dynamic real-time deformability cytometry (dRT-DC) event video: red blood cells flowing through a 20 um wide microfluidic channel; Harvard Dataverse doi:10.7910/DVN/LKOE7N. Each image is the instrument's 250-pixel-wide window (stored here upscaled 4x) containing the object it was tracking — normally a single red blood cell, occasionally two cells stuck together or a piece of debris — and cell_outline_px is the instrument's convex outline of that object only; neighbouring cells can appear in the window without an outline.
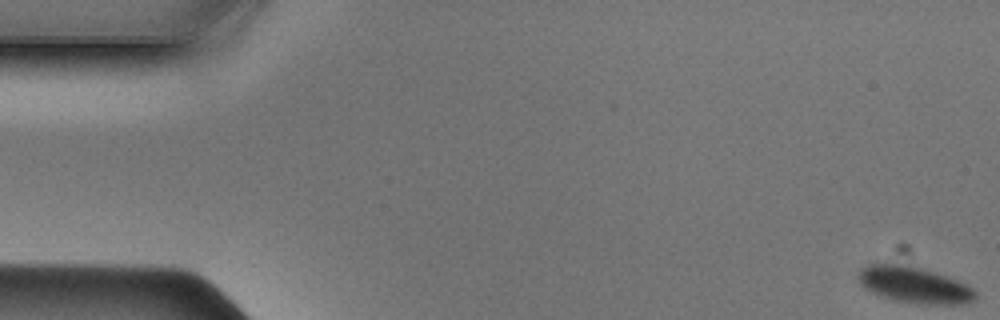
{"species": "Egyptian fruit bat (a non-hibernating species)", "species_latin": "Rousettus aegyptiacus", "temperature_condition": "cold", "stored_images_in_passage": 49, "camera_frame_rate_fps": 3000, "um_per_image_px": 0.085, "animal": {"sex": "male"}, "frame": {"image": 1, "passage_image": 1, "time_ms": 0.0, "image_size_px": [1000, 320], "cell_outline_px": [[976, 300], [964, 304], [924, 304], [892, 300], [872, 292], [864, 288], [860, 280], [860, 272], [868, 264], [892, 264], [920, 268], [936, 272], [948, 276], [968, 284], [976, 292]], "centroid_in_image_um": [77.79, 24.24], "position_along_channel_um": 7.2, "area_um2": 24.45}}
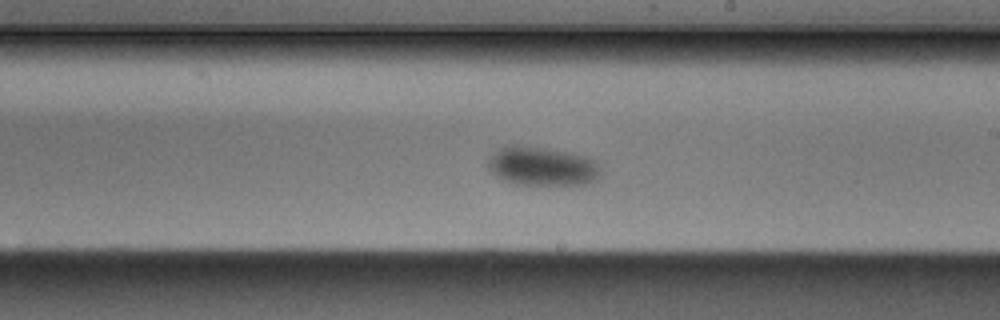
{"frame": {"image": 2, "passage_image": 28, "time_ms": 9.0, "image_size_px": [1000, 320], "cell_outline_px": [[600, 176], [596, 180], [584, 184], [516, 184], [504, 180], [496, 176], [488, 168], [488, 160], [500, 148], [508, 144], [516, 144], [572, 152], [592, 156], [600, 164]], "centroid_in_image_um": [46.14, 14.11], "position_along_channel_um": 242.9, "area_um2": 25.84}}
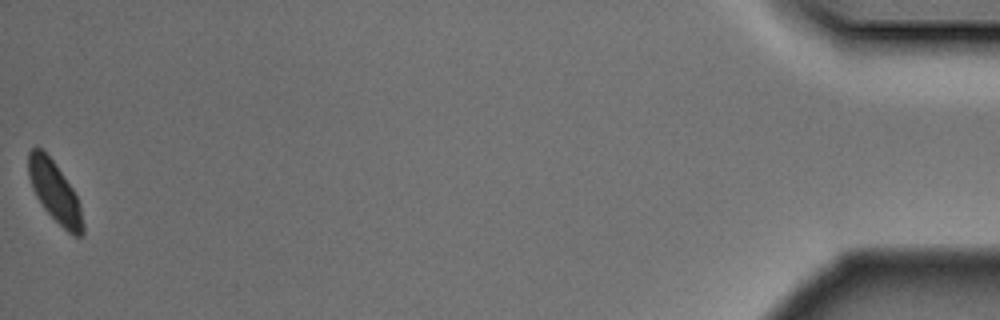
{"frame": {"image": 3, "passage_image": 49, "time_ms": 16.0, "image_size_px": [1000, 320], "cell_outline_px": [[84, 236], [72, 236], [44, 208], [36, 196], [32, 188], [28, 176], [28, 152], [32, 148], [40, 148], [52, 160], [72, 188], [80, 204], [84, 224]], "centroid_in_image_um": [4.66, 16.34], "position_along_channel_um": 430.5, "area_um2": 18.96}}